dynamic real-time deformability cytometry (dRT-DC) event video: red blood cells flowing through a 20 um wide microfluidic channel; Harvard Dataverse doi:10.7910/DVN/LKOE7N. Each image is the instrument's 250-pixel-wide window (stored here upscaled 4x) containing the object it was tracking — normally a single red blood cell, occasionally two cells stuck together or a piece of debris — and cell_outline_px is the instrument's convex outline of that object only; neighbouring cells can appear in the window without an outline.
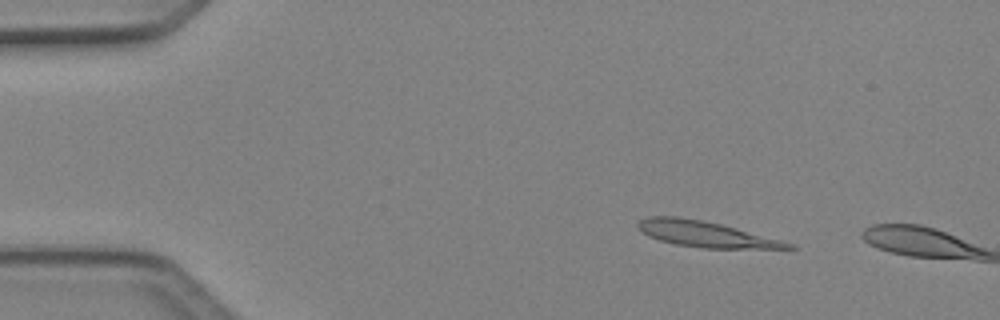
{"species": "Egyptian fruit bat (a non-hibernating species)", "species_latin": "Rousettus aegyptiacus", "temperature_condition": "cold", "stored_images_in_passage": 2, "camera_frame_rate_fps": 3000, "um_per_image_px": 0.085, "animal": {"sex": "female"}, "frame": {"image": 1, "passage_image": 1, "time_ms": 0.0, "image_size_px": [1000, 320], "cell_outline_px": [[796, 248], [704, 248], [676, 244], [660, 240], [648, 236], [636, 228], [636, 224], [640, 220], [648, 216], [680, 216], [720, 224], [796, 244]], "centroid_in_image_um": [59.91, 19.89], "position_along_channel_um": 25.1, "area_um2": 22.31}}